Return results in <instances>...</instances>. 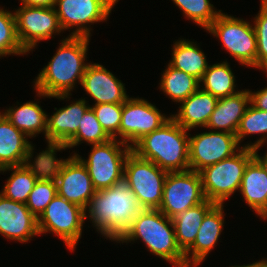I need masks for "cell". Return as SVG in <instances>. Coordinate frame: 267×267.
Masks as SVG:
<instances>
[{
  "mask_svg": "<svg viewBox=\"0 0 267 267\" xmlns=\"http://www.w3.org/2000/svg\"><path fill=\"white\" fill-rule=\"evenodd\" d=\"M231 267H256V266L253 263L252 264L250 263V264H247V265L246 264L245 265H241V266L240 265L239 266L238 265H234V266H231Z\"/></svg>",
  "mask_w": 267,
  "mask_h": 267,
  "instance_id": "cell-42",
  "label": "cell"
},
{
  "mask_svg": "<svg viewBox=\"0 0 267 267\" xmlns=\"http://www.w3.org/2000/svg\"><path fill=\"white\" fill-rule=\"evenodd\" d=\"M253 264L256 266V267H267V258L265 259H261V261H256V262H253Z\"/></svg>",
  "mask_w": 267,
  "mask_h": 267,
  "instance_id": "cell-41",
  "label": "cell"
},
{
  "mask_svg": "<svg viewBox=\"0 0 267 267\" xmlns=\"http://www.w3.org/2000/svg\"><path fill=\"white\" fill-rule=\"evenodd\" d=\"M173 3L182 10L185 18L193 21V23L207 29L211 23L222 12L215 10L210 0H172Z\"/></svg>",
  "mask_w": 267,
  "mask_h": 267,
  "instance_id": "cell-34",
  "label": "cell"
},
{
  "mask_svg": "<svg viewBox=\"0 0 267 267\" xmlns=\"http://www.w3.org/2000/svg\"><path fill=\"white\" fill-rule=\"evenodd\" d=\"M37 102L27 101L19 107H9L4 110V116L29 139L40 133L46 139L48 115Z\"/></svg>",
  "mask_w": 267,
  "mask_h": 267,
  "instance_id": "cell-25",
  "label": "cell"
},
{
  "mask_svg": "<svg viewBox=\"0 0 267 267\" xmlns=\"http://www.w3.org/2000/svg\"><path fill=\"white\" fill-rule=\"evenodd\" d=\"M0 234L12 241L27 243L40 235L38 219L25 203L15 202L0 194Z\"/></svg>",
  "mask_w": 267,
  "mask_h": 267,
  "instance_id": "cell-15",
  "label": "cell"
},
{
  "mask_svg": "<svg viewBox=\"0 0 267 267\" xmlns=\"http://www.w3.org/2000/svg\"><path fill=\"white\" fill-rule=\"evenodd\" d=\"M248 91L250 94V103L257 109L267 111V87L256 92L249 89Z\"/></svg>",
  "mask_w": 267,
  "mask_h": 267,
  "instance_id": "cell-38",
  "label": "cell"
},
{
  "mask_svg": "<svg viewBox=\"0 0 267 267\" xmlns=\"http://www.w3.org/2000/svg\"><path fill=\"white\" fill-rule=\"evenodd\" d=\"M200 89L220 99L237 94L236 80L227 61L209 65L200 79Z\"/></svg>",
  "mask_w": 267,
  "mask_h": 267,
  "instance_id": "cell-28",
  "label": "cell"
},
{
  "mask_svg": "<svg viewBox=\"0 0 267 267\" xmlns=\"http://www.w3.org/2000/svg\"><path fill=\"white\" fill-rule=\"evenodd\" d=\"M89 107L85 98H80L70 105L54 108L56 112L47 118L46 141L67 143L77 133L81 118Z\"/></svg>",
  "mask_w": 267,
  "mask_h": 267,
  "instance_id": "cell-20",
  "label": "cell"
},
{
  "mask_svg": "<svg viewBox=\"0 0 267 267\" xmlns=\"http://www.w3.org/2000/svg\"><path fill=\"white\" fill-rule=\"evenodd\" d=\"M253 20L257 39L256 68L267 73V0H261L260 10Z\"/></svg>",
  "mask_w": 267,
  "mask_h": 267,
  "instance_id": "cell-37",
  "label": "cell"
},
{
  "mask_svg": "<svg viewBox=\"0 0 267 267\" xmlns=\"http://www.w3.org/2000/svg\"><path fill=\"white\" fill-rule=\"evenodd\" d=\"M89 41L90 37L70 35L61 40L55 55L33 81L38 97L70 100L71 91L77 81L81 84L90 64L84 62L87 61Z\"/></svg>",
  "mask_w": 267,
  "mask_h": 267,
  "instance_id": "cell-1",
  "label": "cell"
},
{
  "mask_svg": "<svg viewBox=\"0 0 267 267\" xmlns=\"http://www.w3.org/2000/svg\"><path fill=\"white\" fill-rule=\"evenodd\" d=\"M168 172L130 152L124 164L123 183L133 192L142 209H159Z\"/></svg>",
  "mask_w": 267,
  "mask_h": 267,
  "instance_id": "cell-7",
  "label": "cell"
},
{
  "mask_svg": "<svg viewBox=\"0 0 267 267\" xmlns=\"http://www.w3.org/2000/svg\"><path fill=\"white\" fill-rule=\"evenodd\" d=\"M119 0H56L55 10L61 28L71 30L70 36H91L90 25L107 21Z\"/></svg>",
  "mask_w": 267,
  "mask_h": 267,
  "instance_id": "cell-10",
  "label": "cell"
},
{
  "mask_svg": "<svg viewBox=\"0 0 267 267\" xmlns=\"http://www.w3.org/2000/svg\"><path fill=\"white\" fill-rule=\"evenodd\" d=\"M242 147L233 133L214 130L195 135L189 133V170L200 172L232 157Z\"/></svg>",
  "mask_w": 267,
  "mask_h": 267,
  "instance_id": "cell-13",
  "label": "cell"
},
{
  "mask_svg": "<svg viewBox=\"0 0 267 267\" xmlns=\"http://www.w3.org/2000/svg\"><path fill=\"white\" fill-rule=\"evenodd\" d=\"M253 157V149L242 147L232 157L201 170L205 198L215 204H225L232 194L239 192L245 167Z\"/></svg>",
  "mask_w": 267,
  "mask_h": 267,
  "instance_id": "cell-6",
  "label": "cell"
},
{
  "mask_svg": "<svg viewBox=\"0 0 267 267\" xmlns=\"http://www.w3.org/2000/svg\"><path fill=\"white\" fill-rule=\"evenodd\" d=\"M141 209L133 192L121 183L96 191L85 209V218L91 219L93 227L106 239L116 241Z\"/></svg>",
  "mask_w": 267,
  "mask_h": 267,
  "instance_id": "cell-3",
  "label": "cell"
},
{
  "mask_svg": "<svg viewBox=\"0 0 267 267\" xmlns=\"http://www.w3.org/2000/svg\"><path fill=\"white\" fill-rule=\"evenodd\" d=\"M57 195L55 181L37 180L26 201V206L38 219Z\"/></svg>",
  "mask_w": 267,
  "mask_h": 267,
  "instance_id": "cell-36",
  "label": "cell"
},
{
  "mask_svg": "<svg viewBox=\"0 0 267 267\" xmlns=\"http://www.w3.org/2000/svg\"><path fill=\"white\" fill-rule=\"evenodd\" d=\"M251 134H261L262 137L260 136L254 143L244 144L243 147L260 148L267 140V111L257 109L250 103L235 134L239 145L246 136Z\"/></svg>",
  "mask_w": 267,
  "mask_h": 267,
  "instance_id": "cell-30",
  "label": "cell"
},
{
  "mask_svg": "<svg viewBox=\"0 0 267 267\" xmlns=\"http://www.w3.org/2000/svg\"><path fill=\"white\" fill-rule=\"evenodd\" d=\"M249 105L248 89L239 90L235 95L220 98L215 110L210 115L206 128L236 134L240 120Z\"/></svg>",
  "mask_w": 267,
  "mask_h": 267,
  "instance_id": "cell-19",
  "label": "cell"
},
{
  "mask_svg": "<svg viewBox=\"0 0 267 267\" xmlns=\"http://www.w3.org/2000/svg\"><path fill=\"white\" fill-rule=\"evenodd\" d=\"M166 116L147 100L129 97L122 103L119 141L132 147L144 135L159 129L171 118Z\"/></svg>",
  "mask_w": 267,
  "mask_h": 267,
  "instance_id": "cell-12",
  "label": "cell"
},
{
  "mask_svg": "<svg viewBox=\"0 0 267 267\" xmlns=\"http://www.w3.org/2000/svg\"><path fill=\"white\" fill-rule=\"evenodd\" d=\"M85 214L84 208L56 195L38 218L39 234L51 232L74 251L81 239Z\"/></svg>",
  "mask_w": 267,
  "mask_h": 267,
  "instance_id": "cell-9",
  "label": "cell"
},
{
  "mask_svg": "<svg viewBox=\"0 0 267 267\" xmlns=\"http://www.w3.org/2000/svg\"><path fill=\"white\" fill-rule=\"evenodd\" d=\"M57 195L86 209L96 190L83 163L73 154L57 176Z\"/></svg>",
  "mask_w": 267,
  "mask_h": 267,
  "instance_id": "cell-16",
  "label": "cell"
},
{
  "mask_svg": "<svg viewBox=\"0 0 267 267\" xmlns=\"http://www.w3.org/2000/svg\"><path fill=\"white\" fill-rule=\"evenodd\" d=\"M26 53L17 36L14 11L0 7V57L11 54L23 56Z\"/></svg>",
  "mask_w": 267,
  "mask_h": 267,
  "instance_id": "cell-33",
  "label": "cell"
},
{
  "mask_svg": "<svg viewBox=\"0 0 267 267\" xmlns=\"http://www.w3.org/2000/svg\"><path fill=\"white\" fill-rule=\"evenodd\" d=\"M30 143L28 137L4 116L0 120V170L22 165Z\"/></svg>",
  "mask_w": 267,
  "mask_h": 267,
  "instance_id": "cell-24",
  "label": "cell"
},
{
  "mask_svg": "<svg viewBox=\"0 0 267 267\" xmlns=\"http://www.w3.org/2000/svg\"><path fill=\"white\" fill-rule=\"evenodd\" d=\"M223 208V204H215L204 216L194 243L184 252L186 267H198L217 246L224 226Z\"/></svg>",
  "mask_w": 267,
  "mask_h": 267,
  "instance_id": "cell-18",
  "label": "cell"
},
{
  "mask_svg": "<svg viewBox=\"0 0 267 267\" xmlns=\"http://www.w3.org/2000/svg\"><path fill=\"white\" fill-rule=\"evenodd\" d=\"M139 239L150 253L173 267H186L185 253L177 244L173 221L159 209H141L115 242L131 243Z\"/></svg>",
  "mask_w": 267,
  "mask_h": 267,
  "instance_id": "cell-2",
  "label": "cell"
},
{
  "mask_svg": "<svg viewBox=\"0 0 267 267\" xmlns=\"http://www.w3.org/2000/svg\"><path fill=\"white\" fill-rule=\"evenodd\" d=\"M159 85V89L174 103H181L200 88V81L168 64Z\"/></svg>",
  "mask_w": 267,
  "mask_h": 267,
  "instance_id": "cell-29",
  "label": "cell"
},
{
  "mask_svg": "<svg viewBox=\"0 0 267 267\" xmlns=\"http://www.w3.org/2000/svg\"><path fill=\"white\" fill-rule=\"evenodd\" d=\"M88 159L74 155L86 167L96 191L123 183L124 164L132 147L115 138L101 144H92Z\"/></svg>",
  "mask_w": 267,
  "mask_h": 267,
  "instance_id": "cell-5",
  "label": "cell"
},
{
  "mask_svg": "<svg viewBox=\"0 0 267 267\" xmlns=\"http://www.w3.org/2000/svg\"><path fill=\"white\" fill-rule=\"evenodd\" d=\"M80 85L95 104L124 103L129 98L125 84L98 63L87 66Z\"/></svg>",
  "mask_w": 267,
  "mask_h": 267,
  "instance_id": "cell-17",
  "label": "cell"
},
{
  "mask_svg": "<svg viewBox=\"0 0 267 267\" xmlns=\"http://www.w3.org/2000/svg\"><path fill=\"white\" fill-rule=\"evenodd\" d=\"M22 5L30 7H54L56 0H20Z\"/></svg>",
  "mask_w": 267,
  "mask_h": 267,
  "instance_id": "cell-39",
  "label": "cell"
},
{
  "mask_svg": "<svg viewBox=\"0 0 267 267\" xmlns=\"http://www.w3.org/2000/svg\"><path fill=\"white\" fill-rule=\"evenodd\" d=\"M102 128L111 137L119 140L122 103H103L90 106Z\"/></svg>",
  "mask_w": 267,
  "mask_h": 267,
  "instance_id": "cell-35",
  "label": "cell"
},
{
  "mask_svg": "<svg viewBox=\"0 0 267 267\" xmlns=\"http://www.w3.org/2000/svg\"><path fill=\"white\" fill-rule=\"evenodd\" d=\"M12 171L0 194L15 202L25 203L37 179L23 165L6 167L1 172Z\"/></svg>",
  "mask_w": 267,
  "mask_h": 267,
  "instance_id": "cell-31",
  "label": "cell"
},
{
  "mask_svg": "<svg viewBox=\"0 0 267 267\" xmlns=\"http://www.w3.org/2000/svg\"><path fill=\"white\" fill-rule=\"evenodd\" d=\"M110 139L112 138L102 128L93 109L89 107L81 118L77 133L66 144L71 149L84 141L92 145L105 143Z\"/></svg>",
  "mask_w": 267,
  "mask_h": 267,
  "instance_id": "cell-32",
  "label": "cell"
},
{
  "mask_svg": "<svg viewBox=\"0 0 267 267\" xmlns=\"http://www.w3.org/2000/svg\"><path fill=\"white\" fill-rule=\"evenodd\" d=\"M199 47L196 42L184 38L175 41L172 47V59L168 64L200 81L209 64L206 55Z\"/></svg>",
  "mask_w": 267,
  "mask_h": 267,
  "instance_id": "cell-26",
  "label": "cell"
},
{
  "mask_svg": "<svg viewBox=\"0 0 267 267\" xmlns=\"http://www.w3.org/2000/svg\"><path fill=\"white\" fill-rule=\"evenodd\" d=\"M218 100L212 94L199 88L180 103L176 114L170 116L188 131L197 127L206 128Z\"/></svg>",
  "mask_w": 267,
  "mask_h": 267,
  "instance_id": "cell-22",
  "label": "cell"
},
{
  "mask_svg": "<svg viewBox=\"0 0 267 267\" xmlns=\"http://www.w3.org/2000/svg\"><path fill=\"white\" fill-rule=\"evenodd\" d=\"M206 31L221 40L242 66L256 68L257 39L252 23L221 12Z\"/></svg>",
  "mask_w": 267,
  "mask_h": 267,
  "instance_id": "cell-8",
  "label": "cell"
},
{
  "mask_svg": "<svg viewBox=\"0 0 267 267\" xmlns=\"http://www.w3.org/2000/svg\"><path fill=\"white\" fill-rule=\"evenodd\" d=\"M239 193L260 218L267 220V174L254 157L245 167Z\"/></svg>",
  "mask_w": 267,
  "mask_h": 267,
  "instance_id": "cell-21",
  "label": "cell"
},
{
  "mask_svg": "<svg viewBox=\"0 0 267 267\" xmlns=\"http://www.w3.org/2000/svg\"><path fill=\"white\" fill-rule=\"evenodd\" d=\"M214 205V202L206 199L172 218L176 241L183 252L194 243L204 216Z\"/></svg>",
  "mask_w": 267,
  "mask_h": 267,
  "instance_id": "cell-27",
  "label": "cell"
},
{
  "mask_svg": "<svg viewBox=\"0 0 267 267\" xmlns=\"http://www.w3.org/2000/svg\"><path fill=\"white\" fill-rule=\"evenodd\" d=\"M47 143L48 148H46L45 151H41L39 154L37 153L36 157H33L34 146L30 143L22 165L37 180L55 181L57 176L61 173L64 164L71 156L67 159H58L56 157L57 151L69 148L66 143L54 141H47ZM31 159L33 160L32 162Z\"/></svg>",
  "mask_w": 267,
  "mask_h": 267,
  "instance_id": "cell-23",
  "label": "cell"
},
{
  "mask_svg": "<svg viewBox=\"0 0 267 267\" xmlns=\"http://www.w3.org/2000/svg\"><path fill=\"white\" fill-rule=\"evenodd\" d=\"M205 200L199 172L193 170L168 172L163 186V198L159 210L172 219Z\"/></svg>",
  "mask_w": 267,
  "mask_h": 267,
  "instance_id": "cell-11",
  "label": "cell"
},
{
  "mask_svg": "<svg viewBox=\"0 0 267 267\" xmlns=\"http://www.w3.org/2000/svg\"><path fill=\"white\" fill-rule=\"evenodd\" d=\"M16 31L23 49L30 53L40 41L48 40L52 35L61 33L54 7H30L21 5L14 12Z\"/></svg>",
  "mask_w": 267,
  "mask_h": 267,
  "instance_id": "cell-14",
  "label": "cell"
},
{
  "mask_svg": "<svg viewBox=\"0 0 267 267\" xmlns=\"http://www.w3.org/2000/svg\"><path fill=\"white\" fill-rule=\"evenodd\" d=\"M138 157L152 161L166 172L189 170V133L172 117L159 129L132 146Z\"/></svg>",
  "mask_w": 267,
  "mask_h": 267,
  "instance_id": "cell-4",
  "label": "cell"
},
{
  "mask_svg": "<svg viewBox=\"0 0 267 267\" xmlns=\"http://www.w3.org/2000/svg\"><path fill=\"white\" fill-rule=\"evenodd\" d=\"M4 117V112H0V120Z\"/></svg>",
  "mask_w": 267,
  "mask_h": 267,
  "instance_id": "cell-43",
  "label": "cell"
},
{
  "mask_svg": "<svg viewBox=\"0 0 267 267\" xmlns=\"http://www.w3.org/2000/svg\"><path fill=\"white\" fill-rule=\"evenodd\" d=\"M258 148L253 149L254 158L262 165L263 169L265 170L267 174V152L262 156L258 154Z\"/></svg>",
  "mask_w": 267,
  "mask_h": 267,
  "instance_id": "cell-40",
  "label": "cell"
}]
</instances>
